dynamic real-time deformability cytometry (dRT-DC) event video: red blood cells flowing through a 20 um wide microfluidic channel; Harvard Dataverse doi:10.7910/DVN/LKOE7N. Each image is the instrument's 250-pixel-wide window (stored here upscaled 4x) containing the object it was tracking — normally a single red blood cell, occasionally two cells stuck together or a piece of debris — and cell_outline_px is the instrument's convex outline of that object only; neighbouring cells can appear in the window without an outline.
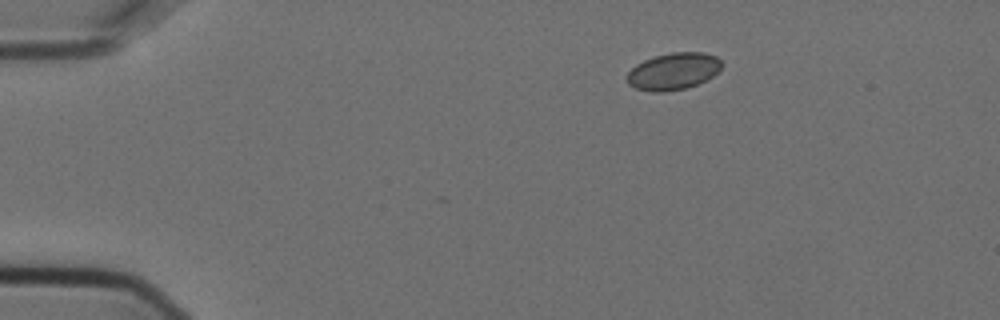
{"species": "Egyptian fruit bat (a non-hibernating species)", "species_latin": "Rousettus aegyptiacus", "temperature_condition": "cold", "stored_images_in_passage": 3, "camera_frame_rate_fps": 3000, "um_per_image_px": 0.085, "animal": {"sex": "female"}, "frame": {"image": 1, "passage_image": 1, "time_ms": 0.0, "image_size_px": [1000, 320], "cell_outline_px": [[720, 68], [712, 76], [696, 84], [684, 88], [664, 92], [652, 92], [636, 88], [628, 84], [624, 76], [636, 64], [644, 60], [656, 56], [672, 52], [704, 52], [716, 56], [720, 60]], "centroid_in_image_um": [57.18, 6.06], "position_along_channel_um": 27.8, "area_um2": 20.23}}